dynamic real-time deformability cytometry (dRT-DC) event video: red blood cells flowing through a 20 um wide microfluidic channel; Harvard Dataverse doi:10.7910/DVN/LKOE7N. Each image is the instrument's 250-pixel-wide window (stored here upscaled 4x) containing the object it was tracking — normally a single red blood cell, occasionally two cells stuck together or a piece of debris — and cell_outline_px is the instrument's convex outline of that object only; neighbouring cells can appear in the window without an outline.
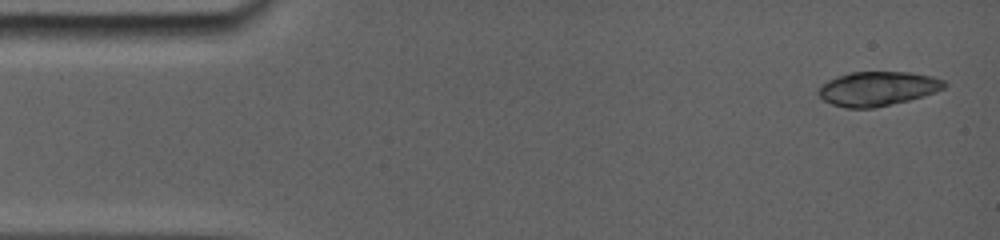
{"species": "common noctule bat (a hibernating species)", "species_latin": "Nyctalus noctula", "temperature_condition": "room temperature", "stored_images_in_passage": 6, "camera_frame_rate_fps": 5000, "um_per_image_px": 0.085, "animal": {"sex": "female", "body_mass_g": 19.0, "forearm_length_mm": 56.7}, "frame": {"image": 1, "passage_image": 1, "time_ms": 0.0, "image_size_px": [1000, 240], "cell_outline_px": [[948, 84], [944, 88], [936, 92], [908, 100], [872, 108], [848, 108], [832, 104], [824, 100], [816, 92], [816, 88], [820, 84], [828, 80], [852, 72], [912, 72], [932, 76], [944, 80]], "centroid_in_image_um": [74.59, 7.53], "position_along_channel_um": 10.4, "area_um2": 25.14}}
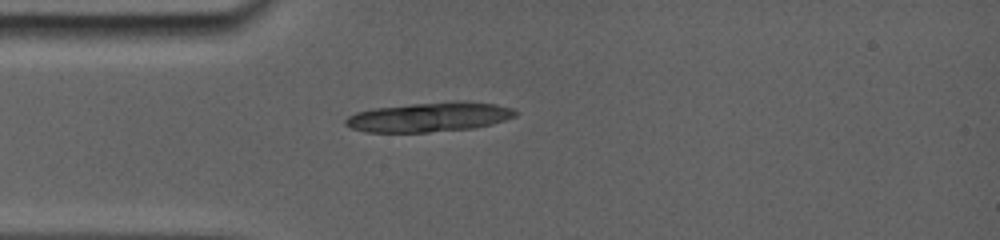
{"frame": {"image": 2, "passage_image": 6, "time_ms": 3.6, "image_size_px": [1000, 240], "cell_outline_px": [[516, 116], [492, 124], [468, 128], [424, 132], [368, 132], [352, 128], [344, 124], [344, 120], [348, 116], [356, 112], [372, 108], [412, 104], [456, 100], [464, 100], [496, 104], [512, 108], [516, 112]], "centroid_in_image_um": [36.48, 9.93], "position_along_channel_um": 48.5, "area_um2": 29.13}}